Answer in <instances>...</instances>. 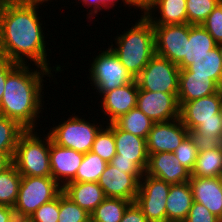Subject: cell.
Returning <instances> with one entry per match:
<instances>
[{"mask_svg":"<svg viewBox=\"0 0 222 222\" xmlns=\"http://www.w3.org/2000/svg\"><path fill=\"white\" fill-rule=\"evenodd\" d=\"M35 2L4 4L0 8V56L17 64H29L61 72V65L51 68L47 60L43 22ZM41 21V22H40ZM43 27V28H42ZM43 29V30H42ZM45 40V41H44ZM53 69V70H52Z\"/></svg>","mask_w":222,"mask_h":222,"instance_id":"obj_1","label":"cell"},{"mask_svg":"<svg viewBox=\"0 0 222 222\" xmlns=\"http://www.w3.org/2000/svg\"><path fill=\"white\" fill-rule=\"evenodd\" d=\"M29 66L31 67L30 64H17L8 73L0 114L17 121L26 130H36L39 114H42L44 109L43 77L51 78L53 75L51 70L43 67L36 66L37 69H31Z\"/></svg>","mask_w":222,"mask_h":222,"instance_id":"obj_2","label":"cell"},{"mask_svg":"<svg viewBox=\"0 0 222 222\" xmlns=\"http://www.w3.org/2000/svg\"><path fill=\"white\" fill-rule=\"evenodd\" d=\"M140 16L128 31H122L120 35L117 33L114 38L117 47L114 44L109 46L134 79L155 55L153 24L143 13Z\"/></svg>","mask_w":222,"mask_h":222,"instance_id":"obj_3","label":"cell"},{"mask_svg":"<svg viewBox=\"0 0 222 222\" xmlns=\"http://www.w3.org/2000/svg\"><path fill=\"white\" fill-rule=\"evenodd\" d=\"M37 133L27 129L19 137L12 163L22 177H51L50 135L44 138Z\"/></svg>","mask_w":222,"mask_h":222,"instance_id":"obj_4","label":"cell"},{"mask_svg":"<svg viewBox=\"0 0 222 222\" xmlns=\"http://www.w3.org/2000/svg\"><path fill=\"white\" fill-rule=\"evenodd\" d=\"M63 188L52 177H22L14 205L16 217L28 219L40 206L55 199Z\"/></svg>","mask_w":222,"mask_h":222,"instance_id":"obj_5","label":"cell"},{"mask_svg":"<svg viewBox=\"0 0 222 222\" xmlns=\"http://www.w3.org/2000/svg\"><path fill=\"white\" fill-rule=\"evenodd\" d=\"M95 120L97 119L91 123L88 119L85 121V118H80L74 113V116L72 114L67 121H60L57 126L53 125L48 133L57 145L86 154L91 151L95 136L103 126L98 125Z\"/></svg>","mask_w":222,"mask_h":222,"instance_id":"obj_6","label":"cell"},{"mask_svg":"<svg viewBox=\"0 0 222 222\" xmlns=\"http://www.w3.org/2000/svg\"><path fill=\"white\" fill-rule=\"evenodd\" d=\"M93 57L89 71L91 86L99 95L111 91L117 87H122L134 80L131 74L123 66L119 58L108 47L105 51L101 50L99 55Z\"/></svg>","mask_w":222,"mask_h":222,"instance_id":"obj_7","label":"cell"},{"mask_svg":"<svg viewBox=\"0 0 222 222\" xmlns=\"http://www.w3.org/2000/svg\"><path fill=\"white\" fill-rule=\"evenodd\" d=\"M179 73L177 64L155 54L135 79L141 90L178 93Z\"/></svg>","mask_w":222,"mask_h":222,"instance_id":"obj_8","label":"cell"},{"mask_svg":"<svg viewBox=\"0 0 222 222\" xmlns=\"http://www.w3.org/2000/svg\"><path fill=\"white\" fill-rule=\"evenodd\" d=\"M170 186L164 180L143 174L135 203L149 222H166V200Z\"/></svg>","mask_w":222,"mask_h":222,"instance_id":"obj_9","label":"cell"},{"mask_svg":"<svg viewBox=\"0 0 222 222\" xmlns=\"http://www.w3.org/2000/svg\"><path fill=\"white\" fill-rule=\"evenodd\" d=\"M155 54L179 64L186 55L189 24L153 25Z\"/></svg>","mask_w":222,"mask_h":222,"instance_id":"obj_10","label":"cell"},{"mask_svg":"<svg viewBox=\"0 0 222 222\" xmlns=\"http://www.w3.org/2000/svg\"><path fill=\"white\" fill-rule=\"evenodd\" d=\"M179 103V119L189 130H195L202 121L222 118V89L207 97Z\"/></svg>","mask_w":222,"mask_h":222,"instance_id":"obj_11","label":"cell"},{"mask_svg":"<svg viewBox=\"0 0 222 222\" xmlns=\"http://www.w3.org/2000/svg\"><path fill=\"white\" fill-rule=\"evenodd\" d=\"M178 93L152 92L139 89L137 107L152 121L168 122L179 118Z\"/></svg>","mask_w":222,"mask_h":222,"instance_id":"obj_12","label":"cell"},{"mask_svg":"<svg viewBox=\"0 0 222 222\" xmlns=\"http://www.w3.org/2000/svg\"><path fill=\"white\" fill-rule=\"evenodd\" d=\"M188 135V129L179 118L154 123L146 140L148 156L162 152L173 153Z\"/></svg>","mask_w":222,"mask_h":222,"instance_id":"obj_13","label":"cell"},{"mask_svg":"<svg viewBox=\"0 0 222 222\" xmlns=\"http://www.w3.org/2000/svg\"><path fill=\"white\" fill-rule=\"evenodd\" d=\"M98 184L106 197L135 202L140 181L134 175L125 173V170H120L107 163Z\"/></svg>","mask_w":222,"mask_h":222,"instance_id":"obj_14","label":"cell"},{"mask_svg":"<svg viewBox=\"0 0 222 222\" xmlns=\"http://www.w3.org/2000/svg\"><path fill=\"white\" fill-rule=\"evenodd\" d=\"M139 87L136 79L132 82L105 92L101 97L103 115L107 116L106 121L113 123L122 115L128 113L132 108L137 107Z\"/></svg>","mask_w":222,"mask_h":222,"instance_id":"obj_15","label":"cell"},{"mask_svg":"<svg viewBox=\"0 0 222 222\" xmlns=\"http://www.w3.org/2000/svg\"><path fill=\"white\" fill-rule=\"evenodd\" d=\"M51 177L63 188L76 177L84 154L54 143L50 137Z\"/></svg>","mask_w":222,"mask_h":222,"instance_id":"obj_16","label":"cell"},{"mask_svg":"<svg viewBox=\"0 0 222 222\" xmlns=\"http://www.w3.org/2000/svg\"><path fill=\"white\" fill-rule=\"evenodd\" d=\"M146 174L170 184L189 182L191 172L170 152L150 154Z\"/></svg>","mask_w":222,"mask_h":222,"instance_id":"obj_17","label":"cell"},{"mask_svg":"<svg viewBox=\"0 0 222 222\" xmlns=\"http://www.w3.org/2000/svg\"><path fill=\"white\" fill-rule=\"evenodd\" d=\"M140 10L153 25L187 23L186 0H148Z\"/></svg>","mask_w":222,"mask_h":222,"instance_id":"obj_18","label":"cell"},{"mask_svg":"<svg viewBox=\"0 0 222 222\" xmlns=\"http://www.w3.org/2000/svg\"><path fill=\"white\" fill-rule=\"evenodd\" d=\"M116 155L112 159H125L134 162L144 173L148 166L146 139L119 129L114 124Z\"/></svg>","mask_w":222,"mask_h":222,"instance_id":"obj_19","label":"cell"},{"mask_svg":"<svg viewBox=\"0 0 222 222\" xmlns=\"http://www.w3.org/2000/svg\"><path fill=\"white\" fill-rule=\"evenodd\" d=\"M193 201L222 220V177H190Z\"/></svg>","mask_w":222,"mask_h":222,"instance_id":"obj_20","label":"cell"},{"mask_svg":"<svg viewBox=\"0 0 222 222\" xmlns=\"http://www.w3.org/2000/svg\"><path fill=\"white\" fill-rule=\"evenodd\" d=\"M221 88L209 76L179 73L178 102H189L217 93Z\"/></svg>","mask_w":222,"mask_h":222,"instance_id":"obj_21","label":"cell"},{"mask_svg":"<svg viewBox=\"0 0 222 222\" xmlns=\"http://www.w3.org/2000/svg\"><path fill=\"white\" fill-rule=\"evenodd\" d=\"M63 192L79 207L91 214L106 198L96 182H68Z\"/></svg>","mask_w":222,"mask_h":222,"instance_id":"obj_22","label":"cell"},{"mask_svg":"<svg viewBox=\"0 0 222 222\" xmlns=\"http://www.w3.org/2000/svg\"><path fill=\"white\" fill-rule=\"evenodd\" d=\"M193 203L189 182L171 184L166 200V222H183Z\"/></svg>","mask_w":222,"mask_h":222,"instance_id":"obj_23","label":"cell"},{"mask_svg":"<svg viewBox=\"0 0 222 222\" xmlns=\"http://www.w3.org/2000/svg\"><path fill=\"white\" fill-rule=\"evenodd\" d=\"M217 45L212 36L201 24H189L186 55L178 64L179 69H186L193 63V60L207 54L208 51L214 49Z\"/></svg>","mask_w":222,"mask_h":222,"instance_id":"obj_24","label":"cell"},{"mask_svg":"<svg viewBox=\"0 0 222 222\" xmlns=\"http://www.w3.org/2000/svg\"><path fill=\"white\" fill-rule=\"evenodd\" d=\"M180 73H194V75L209 76L222 89V59L219 46L196 58Z\"/></svg>","mask_w":222,"mask_h":222,"instance_id":"obj_25","label":"cell"},{"mask_svg":"<svg viewBox=\"0 0 222 222\" xmlns=\"http://www.w3.org/2000/svg\"><path fill=\"white\" fill-rule=\"evenodd\" d=\"M191 177H222V146L198 152Z\"/></svg>","mask_w":222,"mask_h":222,"instance_id":"obj_26","label":"cell"},{"mask_svg":"<svg viewBox=\"0 0 222 222\" xmlns=\"http://www.w3.org/2000/svg\"><path fill=\"white\" fill-rule=\"evenodd\" d=\"M113 123L119 129L130 132L147 140L149 131L152 129L155 122L146 116L138 107H134Z\"/></svg>","mask_w":222,"mask_h":222,"instance_id":"obj_27","label":"cell"},{"mask_svg":"<svg viewBox=\"0 0 222 222\" xmlns=\"http://www.w3.org/2000/svg\"><path fill=\"white\" fill-rule=\"evenodd\" d=\"M21 179L13 163L0 172V206L14 207Z\"/></svg>","mask_w":222,"mask_h":222,"instance_id":"obj_28","label":"cell"},{"mask_svg":"<svg viewBox=\"0 0 222 222\" xmlns=\"http://www.w3.org/2000/svg\"><path fill=\"white\" fill-rule=\"evenodd\" d=\"M25 130L17 121L0 114V153L12 160L19 137Z\"/></svg>","mask_w":222,"mask_h":222,"instance_id":"obj_29","label":"cell"},{"mask_svg":"<svg viewBox=\"0 0 222 222\" xmlns=\"http://www.w3.org/2000/svg\"><path fill=\"white\" fill-rule=\"evenodd\" d=\"M131 201L122 198L106 197L90 214L95 222H120Z\"/></svg>","mask_w":222,"mask_h":222,"instance_id":"obj_30","label":"cell"},{"mask_svg":"<svg viewBox=\"0 0 222 222\" xmlns=\"http://www.w3.org/2000/svg\"><path fill=\"white\" fill-rule=\"evenodd\" d=\"M106 165L107 162H105L100 156L89 151L84 154L82 163L76 172V177L71 182L98 183Z\"/></svg>","mask_w":222,"mask_h":222,"instance_id":"obj_31","label":"cell"},{"mask_svg":"<svg viewBox=\"0 0 222 222\" xmlns=\"http://www.w3.org/2000/svg\"><path fill=\"white\" fill-rule=\"evenodd\" d=\"M105 127L103 126L96 134L91 152L100 156L105 162L110 163L116 155L114 123H109Z\"/></svg>","mask_w":222,"mask_h":222,"instance_id":"obj_32","label":"cell"},{"mask_svg":"<svg viewBox=\"0 0 222 222\" xmlns=\"http://www.w3.org/2000/svg\"><path fill=\"white\" fill-rule=\"evenodd\" d=\"M221 1L186 0L187 23L191 25L201 24Z\"/></svg>","mask_w":222,"mask_h":222,"instance_id":"obj_33","label":"cell"},{"mask_svg":"<svg viewBox=\"0 0 222 222\" xmlns=\"http://www.w3.org/2000/svg\"><path fill=\"white\" fill-rule=\"evenodd\" d=\"M90 214L74 203L63 191L60 193L58 222H86Z\"/></svg>","mask_w":222,"mask_h":222,"instance_id":"obj_34","label":"cell"},{"mask_svg":"<svg viewBox=\"0 0 222 222\" xmlns=\"http://www.w3.org/2000/svg\"><path fill=\"white\" fill-rule=\"evenodd\" d=\"M60 194L53 200L40 206L27 220L28 222H58Z\"/></svg>","mask_w":222,"mask_h":222,"instance_id":"obj_35","label":"cell"},{"mask_svg":"<svg viewBox=\"0 0 222 222\" xmlns=\"http://www.w3.org/2000/svg\"><path fill=\"white\" fill-rule=\"evenodd\" d=\"M173 154L177 157L181 165L190 172L193 170L198 151L189 135L181 142L180 146L173 152Z\"/></svg>","mask_w":222,"mask_h":222,"instance_id":"obj_36","label":"cell"},{"mask_svg":"<svg viewBox=\"0 0 222 222\" xmlns=\"http://www.w3.org/2000/svg\"><path fill=\"white\" fill-rule=\"evenodd\" d=\"M201 25L208 31L217 44L222 43V1L217 4Z\"/></svg>","mask_w":222,"mask_h":222,"instance_id":"obj_37","label":"cell"},{"mask_svg":"<svg viewBox=\"0 0 222 222\" xmlns=\"http://www.w3.org/2000/svg\"><path fill=\"white\" fill-rule=\"evenodd\" d=\"M183 222H220L205 206L193 201L191 209Z\"/></svg>","mask_w":222,"mask_h":222,"instance_id":"obj_38","label":"cell"},{"mask_svg":"<svg viewBox=\"0 0 222 222\" xmlns=\"http://www.w3.org/2000/svg\"><path fill=\"white\" fill-rule=\"evenodd\" d=\"M189 136L198 152L213 150L222 146V141L217 137H207L196 130H189Z\"/></svg>","mask_w":222,"mask_h":222,"instance_id":"obj_39","label":"cell"},{"mask_svg":"<svg viewBox=\"0 0 222 222\" xmlns=\"http://www.w3.org/2000/svg\"><path fill=\"white\" fill-rule=\"evenodd\" d=\"M82 3V5L84 6H88L87 8H90V11L88 12L87 18L90 19V17L92 18L93 15L97 17L98 12L102 11L101 9H111V7L113 8L114 5L116 6L115 3L118 2V0H78ZM123 3H125L124 5L130 7V6H134V9H136L137 7L130 1V0H122Z\"/></svg>","mask_w":222,"mask_h":222,"instance_id":"obj_40","label":"cell"},{"mask_svg":"<svg viewBox=\"0 0 222 222\" xmlns=\"http://www.w3.org/2000/svg\"><path fill=\"white\" fill-rule=\"evenodd\" d=\"M195 130L204 136L217 137L222 141V118H218V120L202 121Z\"/></svg>","mask_w":222,"mask_h":222,"instance_id":"obj_41","label":"cell"},{"mask_svg":"<svg viewBox=\"0 0 222 222\" xmlns=\"http://www.w3.org/2000/svg\"><path fill=\"white\" fill-rule=\"evenodd\" d=\"M110 164L120 170H125V173L134 175L139 181L144 172L132 161L125 159H112Z\"/></svg>","mask_w":222,"mask_h":222,"instance_id":"obj_42","label":"cell"},{"mask_svg":"<svg viewBox=\"0 0 222 222\" xmlns=\"http://www.w3.org/2000/svg\"><path fill=\"white\" fill-rule=\"evenodd\" d=\"M120 222H149V220L145 217L141 208L135 202H132L125 210Z\"/></svg>","mask_w":222,"mask_h":222,"instance_id":"obj_43","label":"cell"},{"mask_svg":"<svg viewBox=\"0 0 222 222\" xmlns=\"http://www.w3.org/2000/svg\"><path fill=\"white\" fill-rule=\"evenodd\" d=\"M17 65L4 57H0V103L4 94V86L8 73Z\"/></svg>","mask_w":222,"mask_h":222,"instance_id":"obj_44","label":"cell"},{"mask_svg":"<svg viewBox=\"0 0 222 222\" xmlns=\"http://www.w3.org/2000/svg\"><path fill=\"white\" fill-rule=\"evenodd\" d=\"M15 217L13 207L0 206V222H11Z\"/></svg>","mask_w":222,"mask_h":222,"instance_id":"obj_45","label":"cell"},{"mask_svg":"<svg viewBox=\"0 0 222 222\" xmlns=\"http://www.w3.org/2000/svg\"><path fill=\"white\" fill-rule=\"evenodd\" d=\"M11 163L12 160L6 154L0 153V172L5 170Z\"/></svg>","mask_w":222,"mask_h":222,"instance_id":"obj_46","label":"cell"},{"mask_svg":"<svg viewBox=\"0 0 222 222\" xmlns=\"http://www.w3.org/2000/svg\"><path fill=\"white\" fill-rule=\"evenodd\" d=\"M31 1L32 0H0V8L4 4L27 3V2H31Z\"/></svg>","mask_w":222,"mask_h":222,"instance_id":"obj_47","label":"cell"},{"mask_svg":"<svg viewBox=\"0 0 222 222\" xmlns=\"http://www.w3.org/2000/svg\"><path fill=\"white\" fill-rule=\"evenodd\" d=\"M137 9H140L148 0H130Z\"/></svg>","mask_w":222,"mask_h":222,"instance_id":"obj_48","label":"cell"},{"mask_svg":"<svg viewBox=\"0 0 222 222\" xmlns=\"http://www.w3.org/2000/svg\"><path fill=\"white\" fill-rule=\"evenodd\" d=\"M11 222H28L26 218L15 217Z\"/></svg>","mask_w":222,"mask_h":222,"instance_id":"obj_49","label":"cell"},{"mask_svg":"<svg viewBox=\"0 0 222 222\" xmlns=\"http://www.w3.org/2000/svg\"><path fill=\"white\" fill-rule=\"evenodd\" d=\"M48 1H50V0H32V2L38 3L39 5H42L44 2L49 3ZM50 2H52V0Z\"/></svg>","mask_w":222,"mask_h":222,"instance_id":"obj_50","label":"cell"},{"mask_svg":"<svg viewBox=\"0 0 222 222\" xmlns=\"http://www.w3.org/2000/svg\"><path fill=\"white\" fill-rule=\"evenodd\" d=\"M218 46H219L220 55H221V59H222V43H221V44H218Z\"/></svg>","mask_w":222,"mask_h":222,"instance_id":"obj_51","label":"cell"},{"mask_svg":"<svg viewBox=\"0 0 222 222\" xmlns=\"http://www.w3.org/2000/svg\"><path fill=\"white\" fill-rule=\"evenodd\" d=\"M86 222H95V221L89 218Z\"/></svg>","mask_w":222,"mask_h":222,"instance_id":"obj_52","label":"cell"}]
</instances>
